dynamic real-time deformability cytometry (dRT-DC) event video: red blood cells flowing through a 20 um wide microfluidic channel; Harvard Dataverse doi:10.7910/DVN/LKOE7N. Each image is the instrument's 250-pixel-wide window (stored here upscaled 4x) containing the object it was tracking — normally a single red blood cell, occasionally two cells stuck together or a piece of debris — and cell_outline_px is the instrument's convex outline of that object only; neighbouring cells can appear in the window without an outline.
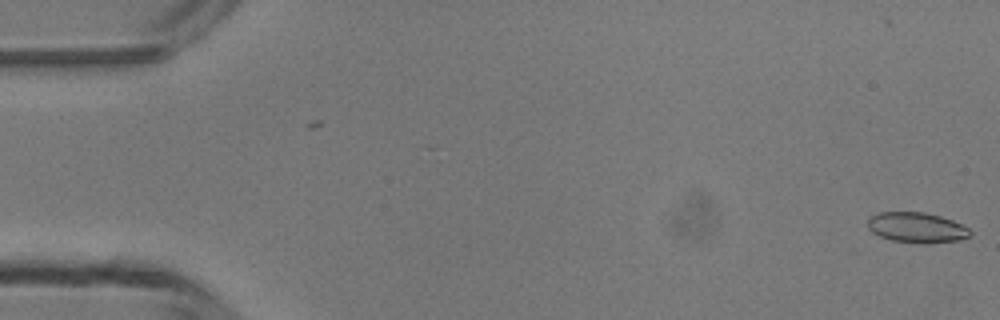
{"species": "common noctule bat (a hibernating species)", "species_latin": "Nyctalus noctula", "temperature_condition": "room temperature", "stored_images_in_passage": 2, "camera_frame_rate_fps": 3000, "um_per_image_px": 0.085, "animal": {"sex": "male", "body_mass_g": 13.3}, "frame": {"image": 1, "passage_image": 2, "time_ms": 1.0, "image_size_px": [1000, 320], "cell_outline_px": [[972, 236], [960, 240], [924, 244], [892, 240], [880, 236], [872, 232], [868, 228], [868, 216], [880, 212], [924, 212], [940, 216], [952, 220], [968, 228], [972, 232]], "centroid_in_image_um": [77.93, 19.34], "position_along_channel_um": 7.1, "area_um2": 18.21}}